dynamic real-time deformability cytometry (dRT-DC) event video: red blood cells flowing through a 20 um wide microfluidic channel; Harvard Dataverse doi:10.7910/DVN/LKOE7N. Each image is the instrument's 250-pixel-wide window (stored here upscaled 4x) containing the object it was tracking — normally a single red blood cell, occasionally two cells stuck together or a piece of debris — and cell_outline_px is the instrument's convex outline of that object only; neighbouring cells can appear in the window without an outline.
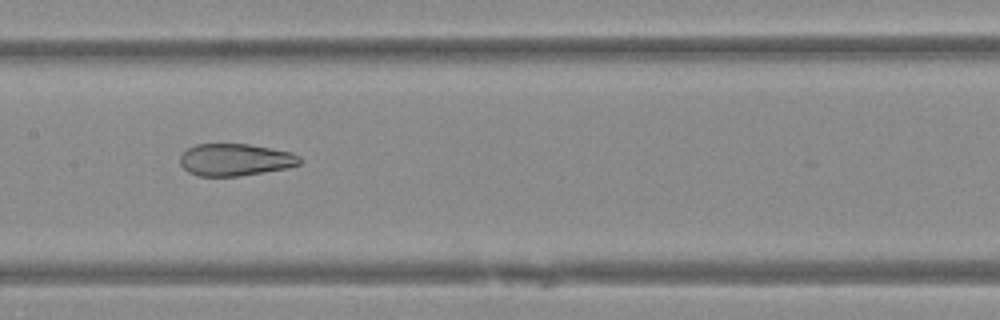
{"species": "Egyptian fruit bat (a non-hibernating species)", "species_latin": "Rousettus aegyptiacus", "temperature_condition": "warm", "stored_images_in_passage": 29, "camera_frame_rate_fps": 3000, "um_per_image_px": 0.085, "animal": {"sex": "female"}, "frame": {"image": 1, "passage_image": 24, "time_ms": 7.667, "image_size_px": [1000, 320], "cell_outline_px": [[304, 160], [300, 164], [288, 168], [240, 176], [196, 176], [188, 172], [180, 164], [180, 156], [188, 148], [196, 144], [248, 144], [292, 152], [300, 156]], "centroid_in_image_um": [20.02, 13.58], "position_along_channel_um": 187.4, "area_um2": 22.6}}
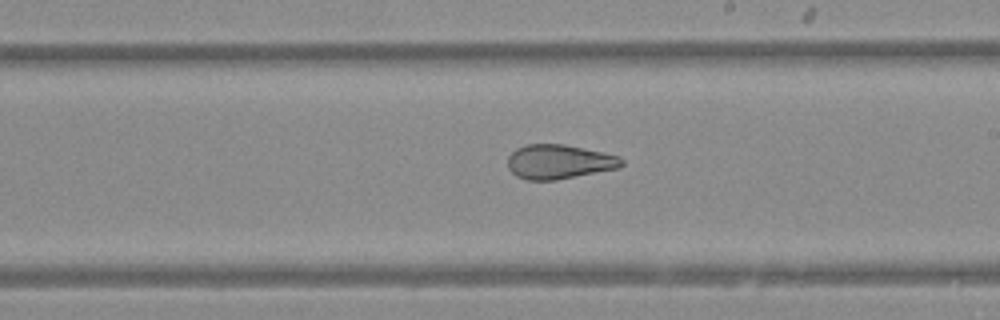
{"frame": {"image": 2, "passage_image": 28, "time_ms": 9.0, "image_size_px": [1000, 320], "cell_outline_px": [[624, 164], [620, 168], [556, 180], [524, 180], [516, 176], [508, 168], [508, 156], [516, 148], [528, 144], [564, 144], [620, 156], [624, 160]], "centroid_in_image_um": [47.53, 13.76], "position_along_channel_um": 241.5, "area_um2": 22.95}}